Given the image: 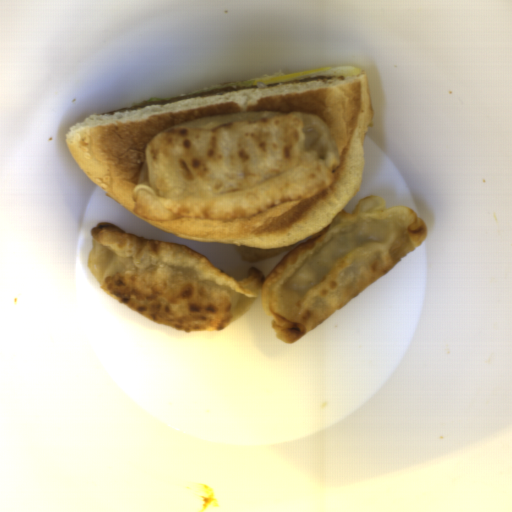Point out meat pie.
<instances>
[{"label":"meat pie","mask_w":512,"mask_h":512,"mask_svg":"<svg viewBox=\"0 0 512 512\" xmlns=\"http://www.w3.org/2000/svg\"><path fill=\"white\" fill-rule=\"evenodd\" d=\"M345 80L344 76H317L312 77L308 79H301V80H293V81H286V82H280V83H274V84H268L266 85L268 88L283 84H289V83H305V82H324V81H342Z\"/></svg>","instance_id":"742d133d"},{"label":"meat pie","mask_w":512,"mask_h":512,"mask_svg":"<svg viewBox=\"0 0 512 512\" xmlns=\"http://www.w3.org/2000/svg\"><path fill=\"white\" fill-rule=\"evenodd\" d=\"M304 240H301L299 242H296L292 245H289L287 247H280V248H274V249H258V248H249L239 245H234L236 248L239 256L244 259L245 261L251 263V264H257L266 260H269L271 258L277 257L291 248L295 247L299 243H301Z\"/></svg>","instance_id":"c0bc52ac"},{"label":"meat pie","mask_w":512,"mask_h":512,"mask_svg":"<svg viewBox=\"0 0 512 512\" xmlns=\"http://www.w3.org/2000/svg\"><path fill=\"white\" fill-rule=\"evenodd\" d=\"M258 87L259 86L257 84L253 85V86H230L229 85V86H225V87H217L212 91L191 94V95L182 96V97L170 98V99L163 100V101L146 102V103H142V104L131 106V107H126V108L119 109V110L112 111V112L105 113V114L106 115L119 114V113L131 111L134 109H142V108H145L148 106L171 104V103H175V102L182 101V100L189 99V98H205V97H210V96L228 93V92H232V91H237V90H241V89H258Z\"/></svg>","instance_id":"b5893723"}]
</instances>
